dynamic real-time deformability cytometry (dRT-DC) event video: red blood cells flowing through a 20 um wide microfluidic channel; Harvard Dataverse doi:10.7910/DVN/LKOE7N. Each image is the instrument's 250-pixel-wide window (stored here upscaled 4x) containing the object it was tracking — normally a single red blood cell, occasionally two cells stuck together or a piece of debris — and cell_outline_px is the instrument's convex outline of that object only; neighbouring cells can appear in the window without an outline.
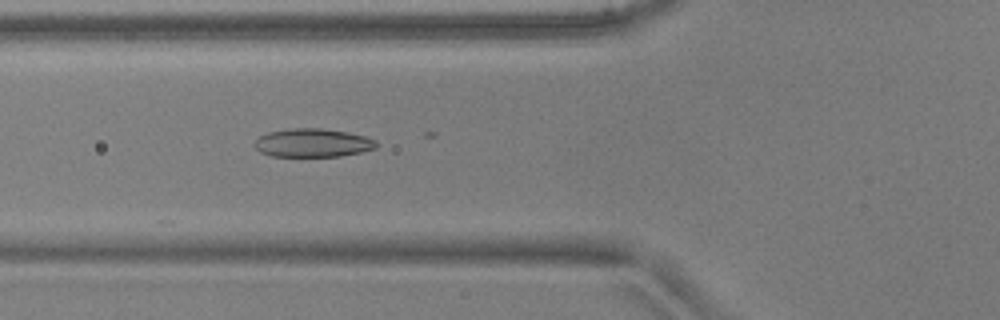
{"species": "common noctule bat (a hibernating species)", "species_latin": "Nyctalus noctula", "temperature_condition": "warm", "stored_images_in_passage": 26, "camera_frame_rate_fps": 3000, "um_per_image_px": 0.085, "animal": {"sex": "male", "body_mass_g": 17.9, "forearm_length_mm": 54.2}, "frame": {"image": 1, "passage_image": 5, "time_ms": 1.333, "image_size_px": [1000, 320], "cell_outline_px": [[376, 148], [360, 152], [340, 156], [272, 156], [260, 152], [252, 144], [260, 136], [268, 132], [292, 128], [320, 128], [348, 132], [364, 136], [376, 140]], "centroid_in_image_um": [26.56, 12.14], "position_along_channel_um": 99.2, "area_um2": 20.11}}
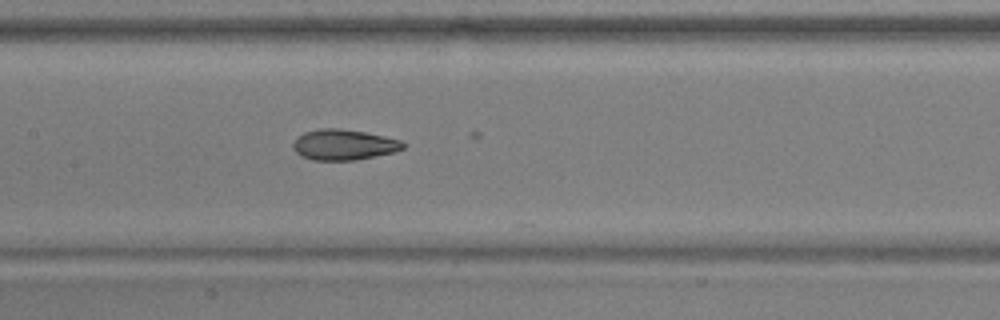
{"frame": {"image": 2, "passage_image": 11, "time_ms": 3.333, "image_size_px": [1000, 320], "cell_outline_px": [[408, 144], [404, 148], [396, 152], [356, 160], [312, 160], [300, 156], [292, 148], [292, 144], [296, 136], [304, 132], [320, 128], [336, 128], [364, 132], [384, 136], [400, 140]], "centroid_in_image_um": [29.21, 12.3], "position_along_channel_um": 178.2, "area_um2": 19.88}}
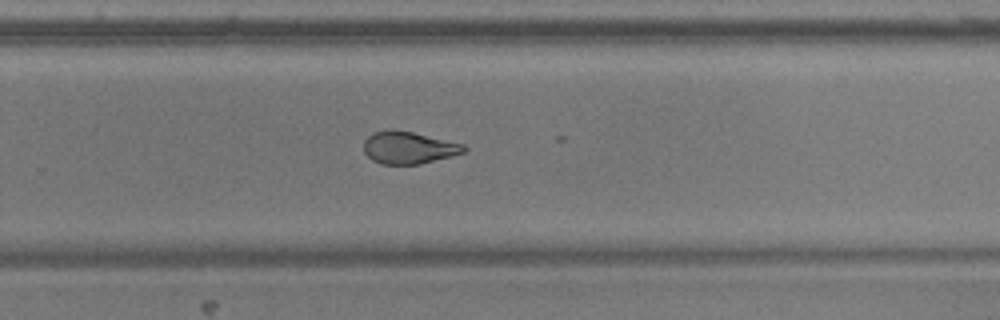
{"frame": {"image": 3, "passage_image": 20, "time_ms": 6.333, "image_size_px": [1000, 320], "cell_outline_px": [[468, 148], [464, 152], [452, 156], [420, 164], [380, 164], [372, 160], [364, 152], [364, 140], [368, 136], [376, 132], [412, 132], [464, 144]], "centroid_in_image_um": [34.76, 12.59], "position_along_channel_um": 295.0, "area_um2": 18.32}}